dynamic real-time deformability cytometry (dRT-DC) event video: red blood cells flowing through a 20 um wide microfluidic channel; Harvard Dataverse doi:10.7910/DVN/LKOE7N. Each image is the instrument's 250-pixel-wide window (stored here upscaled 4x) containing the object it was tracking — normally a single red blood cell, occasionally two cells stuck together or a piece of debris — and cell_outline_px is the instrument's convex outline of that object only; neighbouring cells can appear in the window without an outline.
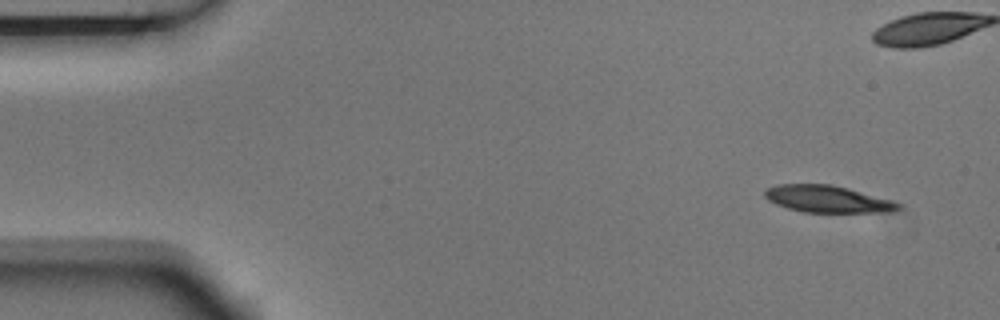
{"species": "Egyptian fruit bat (a non-hibernating species)", "species_latin": "Rousettus aegyptiacus", "temperature_condition": "room temperature", "stored_images_in_passage": 11, "camera_frame_rate_fps": 3000, "um_per_image_px": 0.085, "animal": {"sex": "male"}, "frame": {"image": 1, "passage_image": 1, "time_ms": 0.0, "image_size_px": [1000, 320], "cell_outline_px": [[900, 208], [892, 212], [804, 212], [788, 208], [776, 204], [768, 200], [764, 196], [764, 192], [768, 188], [776, 184], [828, 184], [848, 188], [892, 200], [900, 204]], "centroid_in_image_um": [70.33, 16.91], "position_along_channel_um": 14.7, "area_um2": 20.87}}
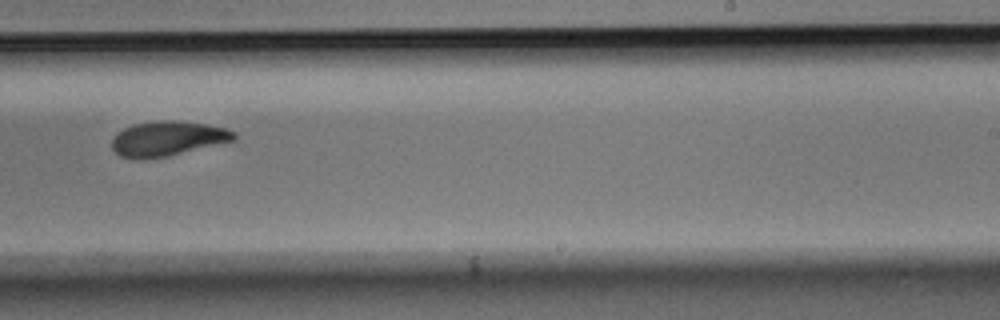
{"frame": {"image": 2, "passage_image": 10, "time_ms": 3.0, "image_size_px": [1000, 320], "cell_outline_px": [[236, 140], [168, 156], [136, 160], [120, 156], [112, 148], [112, 140], [116, 132], [132, 124], [156, 120], [180, 120], [204, 124], [224, 128], [236, 132]], "centroid_in_image_um": [14.22, 11.77], "position_along_channel_um": 274.8, "area_um2": 24.97}}
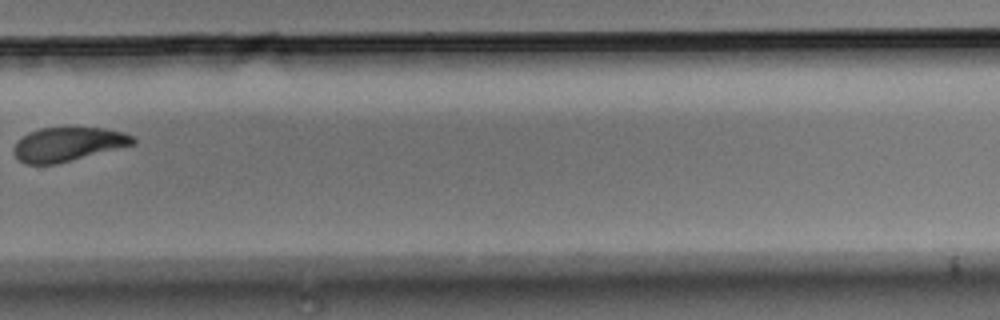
{"frame": {"image": 3, "passage_image": 11, "time_ms": 3.333, "image_size_px": [1000, 320], "cell_outline_px": [[136, 144], [56, 164], [24, 164], [12, 152], [12, 148], [16, 140], [28, 132], [40, 128], [72, 124], [104, 128], [124, 132], [132, 136], [136, 140]], "centroid_in_image_um": [5.76, 12.2], "position_along_channel_um": 324.0, "area_um2": 24.62}}